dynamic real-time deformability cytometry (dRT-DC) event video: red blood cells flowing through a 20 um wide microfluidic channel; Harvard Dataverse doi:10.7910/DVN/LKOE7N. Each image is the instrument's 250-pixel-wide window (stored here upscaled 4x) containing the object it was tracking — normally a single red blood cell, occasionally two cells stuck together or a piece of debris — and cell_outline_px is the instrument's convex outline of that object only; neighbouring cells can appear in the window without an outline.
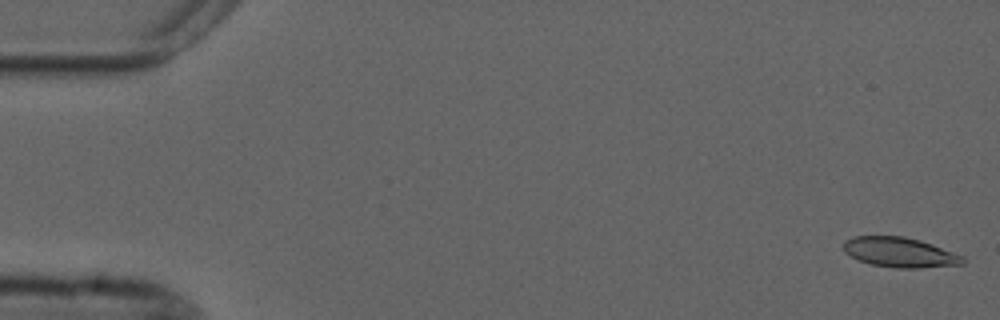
{"species": "common noctule bat (a hibernating species)", "species_latin": "Nyctalus noctula", "temperature_condition": "cold", "stored_images_in_passage": 5, "camera_frame_rate_fps": 3000, "um_per_image_px": 0.085, "animal": {"sex": "male", "forearm_length_mm": 52.5}, "frame": {"image": 1, "passage_image": 1, "time_ms": 0.0, "image_size_px": [1000, 320], "cell_outline_px": [[964, 264], [920, 268], [896, 268], [872, 264], [856, 260], [844, 252], [844, 240], [852, 236], [904, 236], [920, 240], [932, 244], [964, 256]], "centroid_in_image_um": [76.46, 21.44], "position_along_channel_um": 8.5, "area_um2": 20.92}}
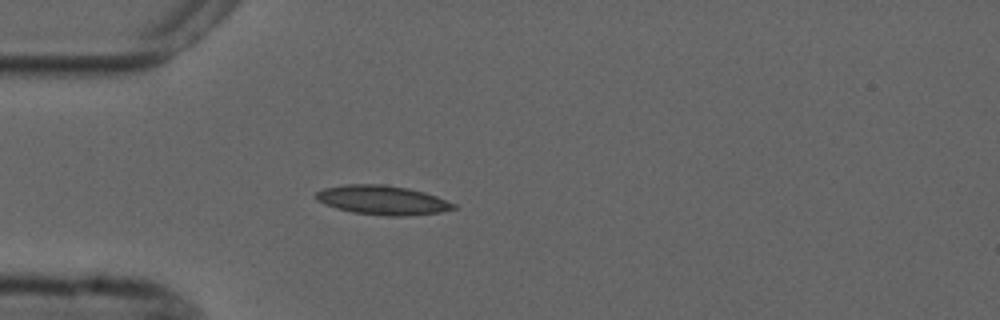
{"frame": {"image": 2, "passage_image": 5, "time_ms": 4.667, "image_size_px": [1000, 320], "cell_outline_px": [[456, 208], [440, 212], [404, 216], [388, 216], [352, 212], [336, 208], [324, 204], [316, 200], [316, 192], [324, 188], [344, 184], [384, 184], [408, 188], [424, 192], [436, 196], [456, 204]], "centroid_in_image_um": [32.49, 17.0], "position_along_channel_um": 52.5, "area_um2": 23.41}}